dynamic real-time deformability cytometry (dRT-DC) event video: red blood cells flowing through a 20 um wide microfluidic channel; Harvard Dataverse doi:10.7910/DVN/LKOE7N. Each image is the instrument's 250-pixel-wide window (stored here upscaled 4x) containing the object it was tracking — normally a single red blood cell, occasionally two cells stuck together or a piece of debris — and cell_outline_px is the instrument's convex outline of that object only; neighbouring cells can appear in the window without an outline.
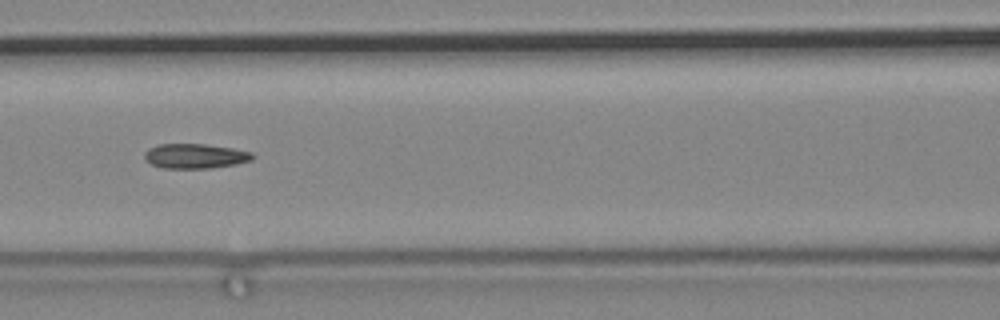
{"species": "common noctule bat (a hibernating species)", "species_latin": "Nyctalus noctula", "temperature_condition": "cold", "stored_images_in_passage": 88, "segment_of_instrument_passage": [2, 2], "camera_frame_rate_fps": 3000, "um_per_image_px": 0.085, "animal": {"sex": "male", "body_mass_g": 19.2, "forearm_length_mm": 51.8}, "frame": {"image": 1, "passage_image": 51, "time_ms": 16.667, "image_size_px": [1000, 320], "cell_outline_px": [[252, 160], [236, 164], [212, 168], [160, 168], [144, 160], [144, 152], [148, 148], [160, 144], [204, 144], [232, 148], [252, 152]], "centroid_in_image_um": [16.54, 13.27], "position_along_channel_um": 150.1, "area_um2": 15.61}}
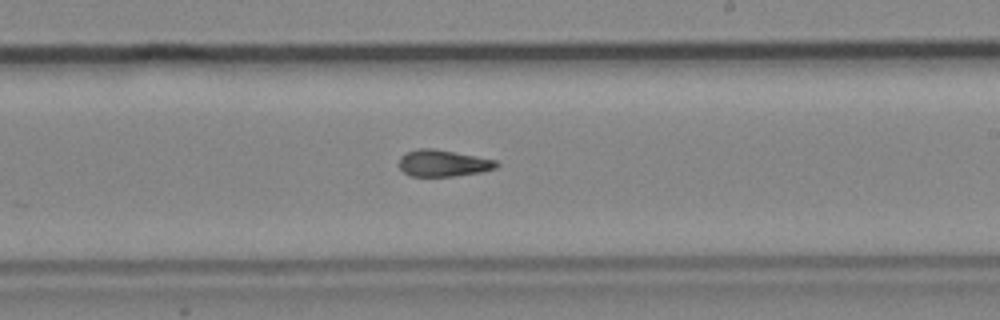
{"frame": {"image": 2, "passage_image": 61, "time_ms": 20.0, "image_size_px": [1000, 320], "cell_outline_px": [[500, 164], [496, 168], [480, 172], [452, 176], [408, 176], [400, 168], [400, 156], [404, 152], [420, 148], [432, 148], [476, 156], [496, 160]], "centroid_in_image_um": [37.64, 13.87], "position_along_channel_um": 251.4, "area_um2": 15.09}}
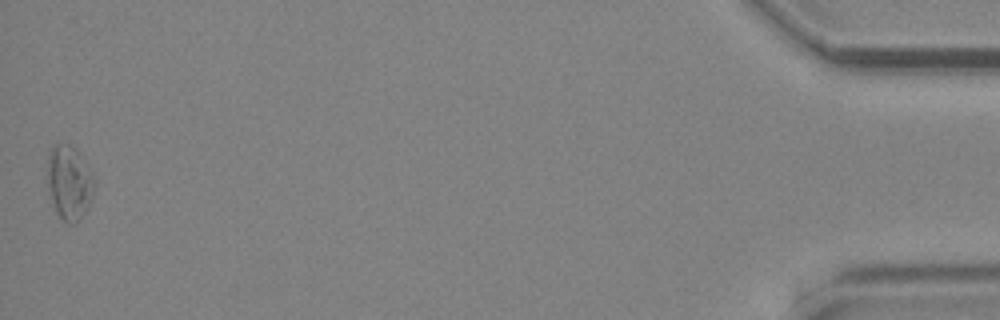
{"frame": {"image": 3, "passage_image": 88, "time_ms": 29.0, "image_size_px": [1000, 320], "cell_outline_px": [[96, 180], [92, 196], [88, 208], [76, 224], [68, 224], [56, 212], [48, 184], [48, 148], [56, 144], [68, 144], [76, 148], [92, 172]], "centroid_in_image_um": [5.91, 15.49], "position_along_channel_um": 429.3, "area_um2": 20.35}}